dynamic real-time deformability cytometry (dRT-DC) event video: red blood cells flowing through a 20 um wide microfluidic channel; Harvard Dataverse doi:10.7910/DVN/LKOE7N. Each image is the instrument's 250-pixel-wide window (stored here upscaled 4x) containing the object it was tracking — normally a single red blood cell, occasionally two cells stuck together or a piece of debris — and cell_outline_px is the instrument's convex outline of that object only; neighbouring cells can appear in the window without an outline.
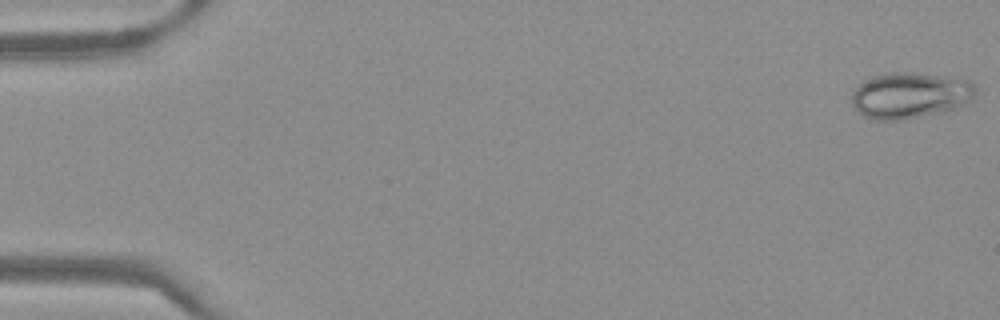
{"species": "Egyptian fruit bat (a non-hibernating species)", "species_latin": "Rousettus aegyptiacus", "temperature_condition": "warm", "stored_images_in_passage": 50, "camera_frame_rate_fps": 3000, "um_per_image_px": 0.085, "frame": {"image": 1, "passage_image": 1, "time_ms": 0.0, "image_size_px": [1000, 320], "cell_outline_px": [[976, 88], [972, 96], [964, 104], [944, 112], [904, 120], [872, 120], [864, 116], [852, 104], [852, 92], [864, 80], [872, 76], [888, 72], [912, 72], [972, 80]], "centroid_in_image_um": [77.33, 8.1], "position_along_channel_um": 7.7, "area_um2": 33.29}}
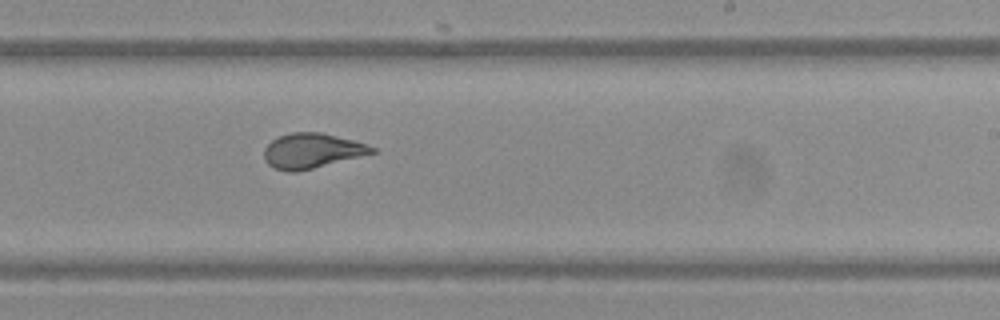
{"frame": {"image": 2, "passage_image": 31, "time_ms": 10.0, "image_size_px": [1000, 320], "cell_outline_px": [[380, 152], [296, 172], [288, 172], [272, 168], [264, 160], [264, 148], [272, 140], [280, 136], [292, 132], [320, 132], [368, 144], [376, 148]], "centroid_in_image_um": [26.53, 12.83], "position_along_channel_um": 262.5, "area_um2": 22.14}}
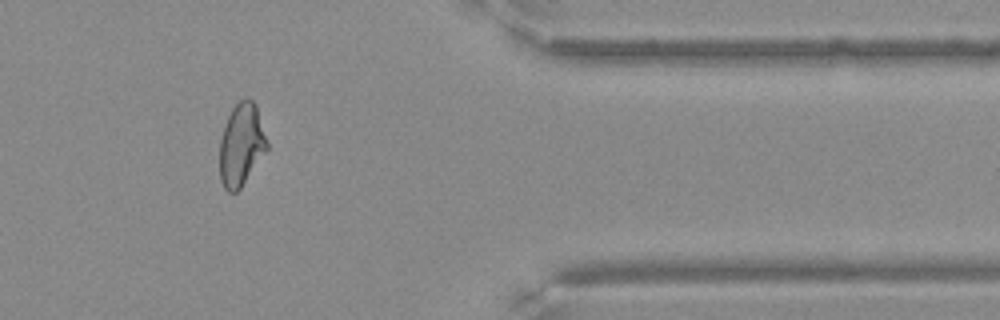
{"frame": {"image": 3, "passage_image": 42, "time_ms": 13.667, "image_size_px": [1000, 320], "cell_outline_px": [[268, 152], [240, 188], [236, 192], [228, 192], [224, 188], [220, 180], [220, 140], [224, 124], [232, 108], [244, 96], [248, 96], [256, 104], [268, 144]], "centroid_in_image_um": [20.53, 12.3], "position_along_channel_um": 390.9, "area_um2": 23.12}}